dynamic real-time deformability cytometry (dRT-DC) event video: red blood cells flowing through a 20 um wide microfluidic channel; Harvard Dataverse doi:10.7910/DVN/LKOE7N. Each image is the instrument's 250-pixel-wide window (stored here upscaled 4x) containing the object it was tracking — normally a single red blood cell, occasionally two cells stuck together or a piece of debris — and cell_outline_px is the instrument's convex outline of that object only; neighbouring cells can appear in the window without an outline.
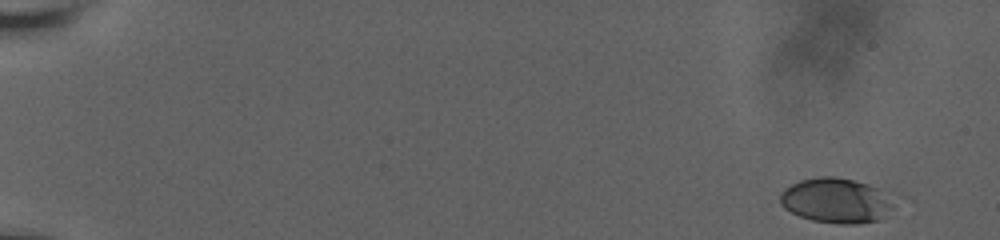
{"species": "human", "species_latin": "Homo sapiens", "temperature_condition": "room temperature", "stored_images_in_passage": 11, "camera_frame_rate_fps": 3000, "um_per_image_px": 0.085, "donor": {"sex": "male"}, "frame": {"image": 1, "passage_image": 1, "time_ms": 0.0, "image_size_px": [1000, 240], "cell_outline_px": [[892, 208], [880, 220], [856, 224], [840, 224], [812, 220], [800, 216], [784, 208], [780, 204], [780, 192], [784, 188], [800, 180], [820, 176], [832, 176], [852, 180], [868, 184], [880, 188], [892, 204]], "centroid_in_image_um": [71.02, 17.05], "position_along_channel_um": 14.0, "area_um2": 29.59}}
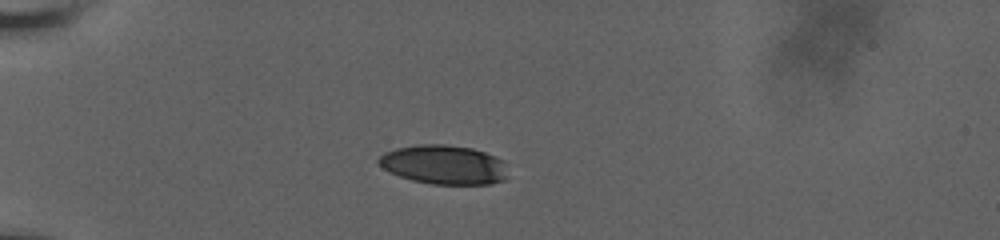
{"frame": {"image": 2, "passage_image": 8, "time_ms": 5.0, "image_size_px": [1000, 240], "cell_outline_px": [[504, 180], [488, 184], [432, 184], [412, 180], [388, 172], [376, 160], [384, 152], [396, 148], [420, 144], [444, 144], [472, 148], [496, 156], [504, 160]], "centroid_in_image_um": [37.69, 13.99], "position_along_channel_um": 47.3, "area_um2": 29.36}}
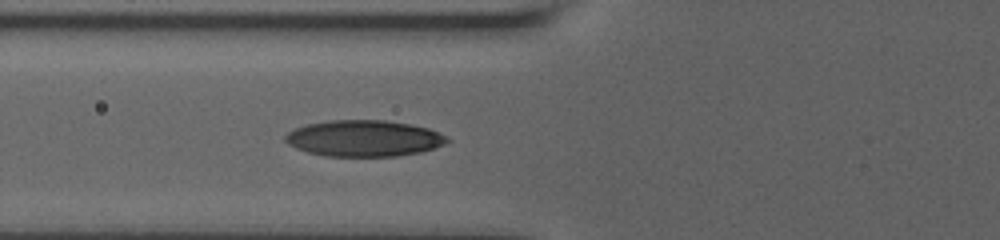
{"frame": {"image": 3, "passage_image": 11, "time_ms": 7.333, "image_size_px": [1000, 240], "cell_outline_px": [[452, 140], [444, 144], [420, 152], [400, 156], [324, 156], [308, 152], [296, 148], [288, 144], [284, 140], [284, 136], [288, 132], [296, 128], [308, 124], [332, 120], [384, 120], [408, 124], [428, 128], [448, 136]], "centroid_in_image_um": [30.94, 11.76], "position_along_channel_um": 94.9, "area_um2": 34.16}}